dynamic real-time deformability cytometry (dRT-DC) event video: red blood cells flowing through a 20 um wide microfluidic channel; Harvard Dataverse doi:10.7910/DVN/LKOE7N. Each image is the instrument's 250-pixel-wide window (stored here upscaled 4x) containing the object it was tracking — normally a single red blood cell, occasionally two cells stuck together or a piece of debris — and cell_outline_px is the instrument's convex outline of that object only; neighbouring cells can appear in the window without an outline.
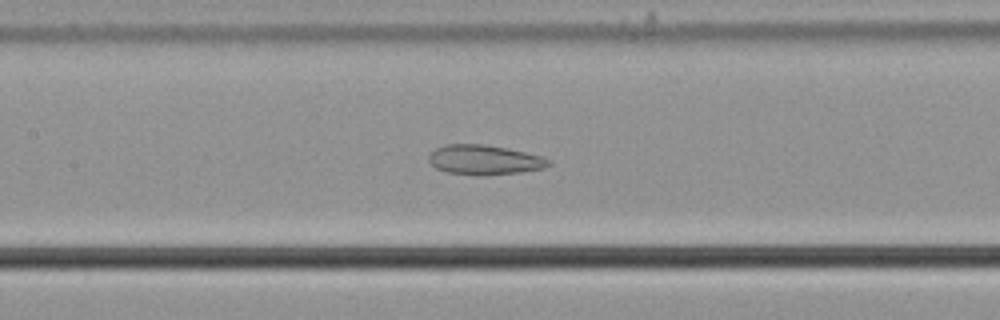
{"species": "common noctule bat (a hibernating species)", "species_latin": "Nyctalus noctula", "temperature_condition": "cold", "stored_images_in_passage": 40, "camera_frame_rate_fps": 3000, "um_per_image_px": 0.085, "animal": {"sex": "male", "body_mass_g": 21.5, "forearm_length_mm": 52.0}, "frame": {"image": 1, "passage_image": 11, "time_ms": 3.333, "image_size_px": [1000, 320], "cell_outline_px": [[552, 164], [544, 168], [520, 172], [480, 176], [476, 176], [444, 172], [436, 168], [428, 160], [428, 156], [436, 148], [448, 144], [484, 144], [524, 152], [540, 156], [552, 160]], "centroid_in_image_um": [41.16, 13.6], "position_along_channel_um": 166.2, "area_um2": 20.81}}
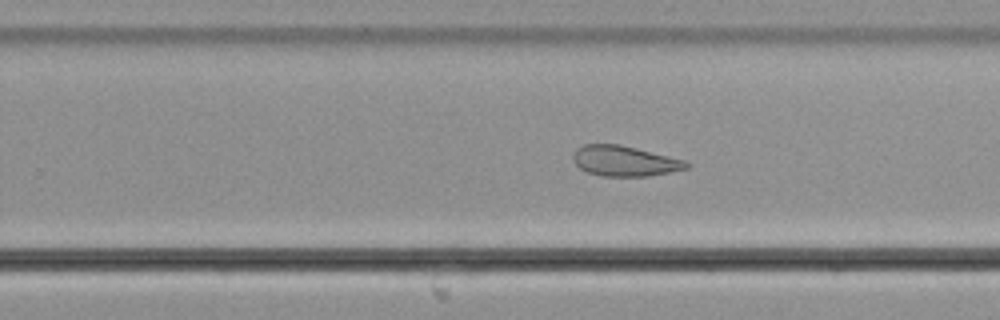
{"frame": {"image": 2, "passage_image": 20, "time_ms": 6.333, "image_size_px": [1000, 320], "cell_outline_px": [[692, 164], [688, 168], [648, 176], [600, 176], [588, 172], [580, 168], [576, 164], [572, 156], [576, 148], [584, 144], [620, 144], [688, 160]], "centroid_in_image_um": [53.13, 13.67], "position_along_channel_um": 276.7, "area_um2": 20.23}}
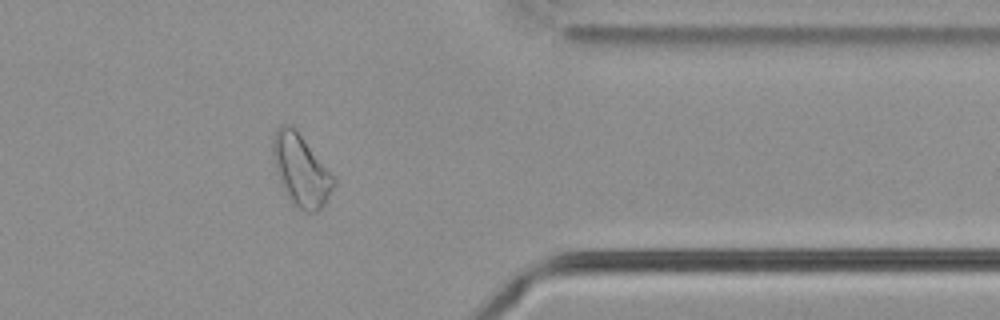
{"frame": {"image": 3, "passage_image": 30, "time_ms": 9.667, "image_size_px": [1000, 320], "cell_outline_px": [[336, 184], [324, 204], [316, 212], [304, 212], [292, 204], [288, 200], [280, 184], [276, 172], [272, 156], [272, 140], [276, 128], [280, 124], [288, 124], [296, 128], [336, 176]], "centroid_in_image_um": [25.58, 14.45], "position_along_channel_um": 385.8, "area_um2": 26.18}, "authors_computed_cell_mechanics": {"area_um2": 21.5594, "velocity_mm_per_s": 3.6964, "shape_relaxation_time_tau1_ms": null, "shape_relaxation_time_tau2_ms": 2.6597, "deformation_change_tau1": null, "deformation_change_tau2": 0.0901}}